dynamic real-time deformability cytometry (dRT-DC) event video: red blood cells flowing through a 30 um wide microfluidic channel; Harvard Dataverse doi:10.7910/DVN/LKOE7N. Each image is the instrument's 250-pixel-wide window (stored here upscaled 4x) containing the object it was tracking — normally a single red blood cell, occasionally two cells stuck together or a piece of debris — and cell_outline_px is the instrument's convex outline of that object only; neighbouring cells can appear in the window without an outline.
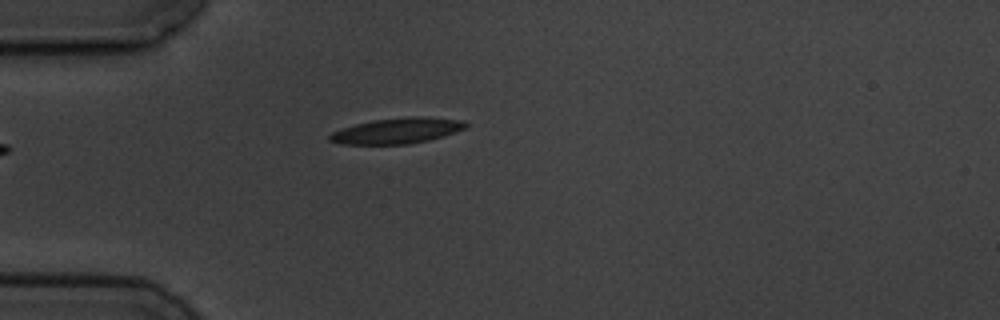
{"species": "common noctule bat (a hibernating species)", "species_latin": "Nyctalus noctula", "temperature_condition": "cold", "stored_images_in_passage": 2, "camera_frame_rate_fps": 3000, "um_per_image_px": 0.085, "animal": {"sex": "male", "body_mass_g": 19.5, "forearm_length_mm": 54.6}, "frame": {"image": 1, "passage_image": 2, "time_ms": 1.333, "image_size_px": [1000, 320], "cell_outline_px": [[468, 124], [464, 128], [456, 132], [444, 136], [428, 140], [408, 144], [340, 144], [328, 140], [328, 136], [332, 132], [356, 124], [372, 120], [412, 116], [424, 116], [464, 120]], "centroid_in_image_um": [33.77, 11.11], "position_along_channel_um": 51.2, "area_um2": 20.35}}